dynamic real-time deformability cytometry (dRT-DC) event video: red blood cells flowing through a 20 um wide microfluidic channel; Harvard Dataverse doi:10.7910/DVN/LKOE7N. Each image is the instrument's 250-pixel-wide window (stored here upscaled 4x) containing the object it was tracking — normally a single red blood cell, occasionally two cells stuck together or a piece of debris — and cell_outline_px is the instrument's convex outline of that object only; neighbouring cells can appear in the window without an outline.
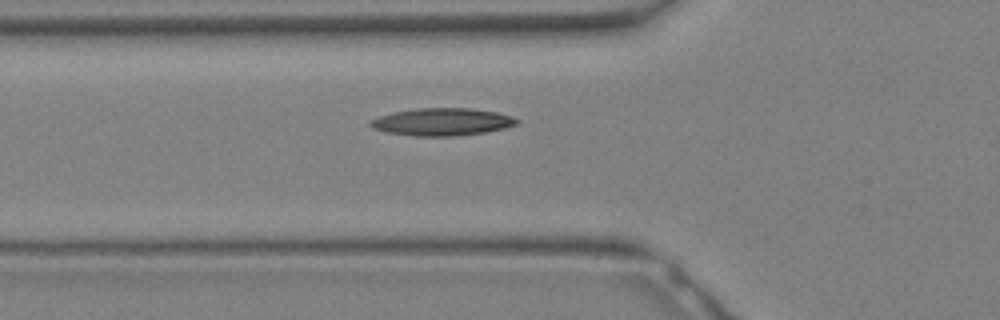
{"species": "Egyptian fruit bat (a non-hibernating species)", "species_latin": "Rousettus aegyptiacus", "temperature_condition": "warm", "stored_images_in_passage": 24, "camera_frame_rate_fps": 3000, "um_per_image_px": 0.085, "animal": {"sex": "female"}, "frame": {"image": 1, "passage_image": 6, "time_ms": 1.667, "image_size_px": [1000, 320], "cell_outline_px": [[520, 124], [504, 128], [484, 132], [456, 136], [416, 136], [388, 132], [372, 128], [368, 124], [368, 120], [392, 112], [416, 108], [472, 108], [496, 112], [512, 116], [520, 120]], "centroid_in_image_um": [37.58, 10.35], "position_along_channel_um": 88.2, "area_um2": 23.58}}
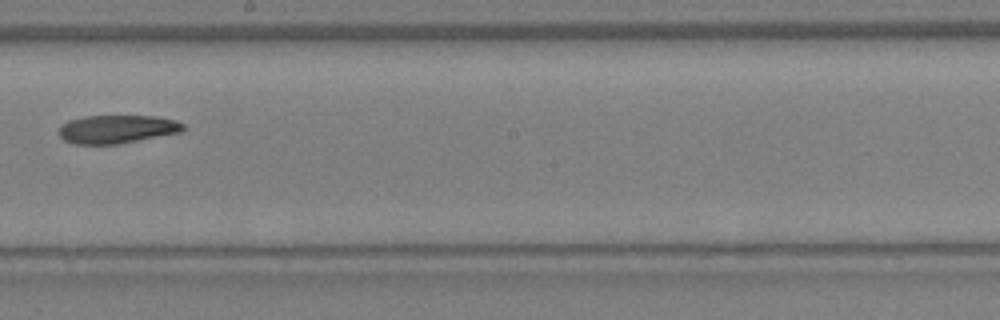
{"frame": {"image": 2, "passage_image": 13, "time_ms": 4.0, "image_size_px": [1000, 320], "cell_outline_px": [[184, 128], [180, 132], [116, 144], [72, 144], [64, 140], [60, 136], [60, 128], [68, 120], [84, 116], [156, 116], [176, 120], [184, 124]], "centroid_in_image_um": [9.93, 10.97], "position_along_channel_um": 238.3, "area_um2": 20.29}}
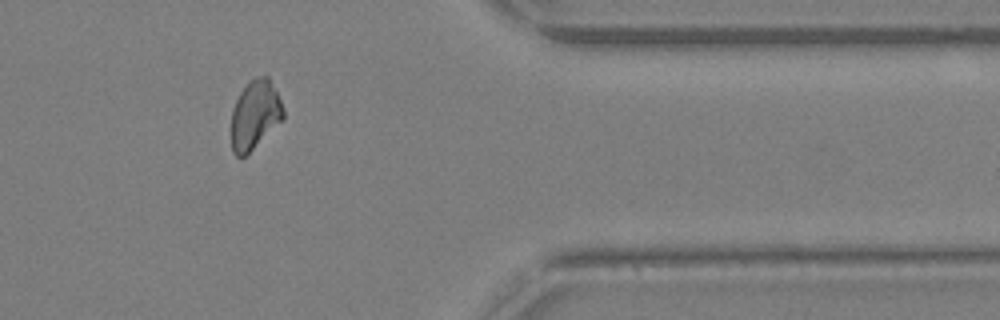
{"frame": {"image": 3, "passage_image": 21, "time_ms": 6.667, "image_size_px": [1000, 320], "cell_outline_px": [[284, 116], [244, 156], [236, 156], [232, 152], [232, 112], [236, 100], [240, 92], [256, 76], [268, 76], [284, 108]], "centroid_in_image_um": [21.65, 9.73], "position_along_channel_um": 389.7, "area_um2": 20.0}}